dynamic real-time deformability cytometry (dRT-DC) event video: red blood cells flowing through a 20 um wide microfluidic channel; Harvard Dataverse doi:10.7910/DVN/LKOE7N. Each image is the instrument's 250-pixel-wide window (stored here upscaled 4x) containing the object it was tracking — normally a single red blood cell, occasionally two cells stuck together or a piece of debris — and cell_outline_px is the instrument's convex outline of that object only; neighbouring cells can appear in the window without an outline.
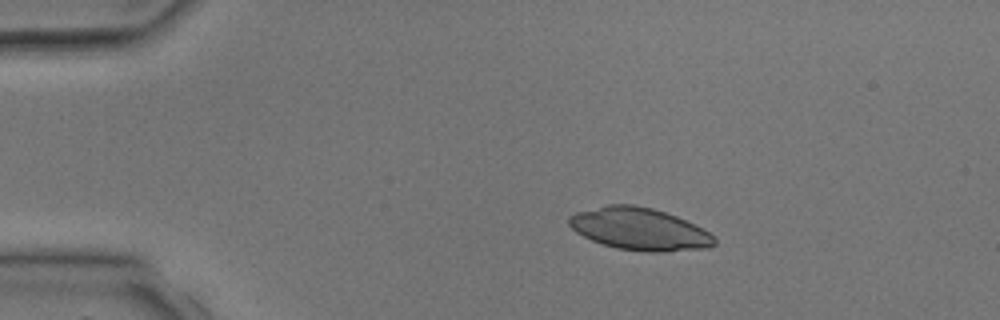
{"species": "common noctule bat (a hibernating species)", "species_latin": "Nyctalus noctula", "temperature_condition": "room temperature", "stored_images_in_passage": 3, "camera_frame_rate_fps": 3000, "um_per_image_px": 0.085, "animal": {"sex": "male", "body_mass_g": 17.9, "forearm_length_mm": 54.2}, "frame": {"image": 1, "passage_image": 2, "time_ms": 2.0, "image_size_px": [1000, 320], "cell_outline_px": [[716, 244], [708, 248], [664, 252], [648, 252], [616, 248], [592, 240], [576, 232], [568, 224], [568, 216], [576, 212], [608, 204], [632, 204], [652, 208], [676, 216], [708, 232], [716, 240]], "centroid_in_image_um": [54.33, 19.47], "position_along_channel_um": 30.7, "area_um2": 35.6}}